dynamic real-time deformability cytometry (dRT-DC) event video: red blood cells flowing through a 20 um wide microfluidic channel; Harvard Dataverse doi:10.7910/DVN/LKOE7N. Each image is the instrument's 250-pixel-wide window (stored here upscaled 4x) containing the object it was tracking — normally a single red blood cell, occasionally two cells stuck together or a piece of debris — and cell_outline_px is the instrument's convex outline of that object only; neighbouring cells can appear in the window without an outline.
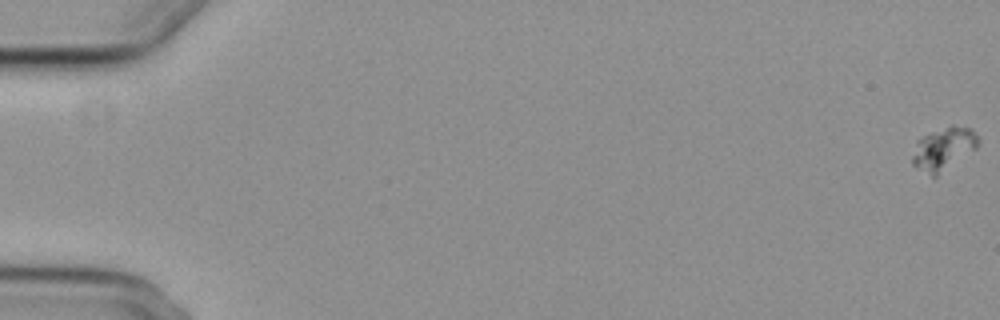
{"species": "common noctule bat (a hibernating species)", "species_latin": "Nyctalus noctula", "temperature_condition": "cold", "stored_images_in_passage": 5, "camera_frame_rate_fps": 3000, "um_per_image_px": 0.085, "animal": {"sex": "female", "body_mass_g": 29.2, "forearm_length_mm": 56.3}, "frame": {"image": 1, "passage_image": 1, "time_ms": 0.0, "image_size_px": [1000, 320], "cell_outline_px": [[980, 140], [976, 148], [936, 176], [932, 176], [912, 164], [912, 156], [916, 140], [924, 136], [952, 124], [972, 128]], "centroid_in_image_um": [80.21, 12.62], "position_along_channel_um": 4.8, "area_um2": 16.13}}